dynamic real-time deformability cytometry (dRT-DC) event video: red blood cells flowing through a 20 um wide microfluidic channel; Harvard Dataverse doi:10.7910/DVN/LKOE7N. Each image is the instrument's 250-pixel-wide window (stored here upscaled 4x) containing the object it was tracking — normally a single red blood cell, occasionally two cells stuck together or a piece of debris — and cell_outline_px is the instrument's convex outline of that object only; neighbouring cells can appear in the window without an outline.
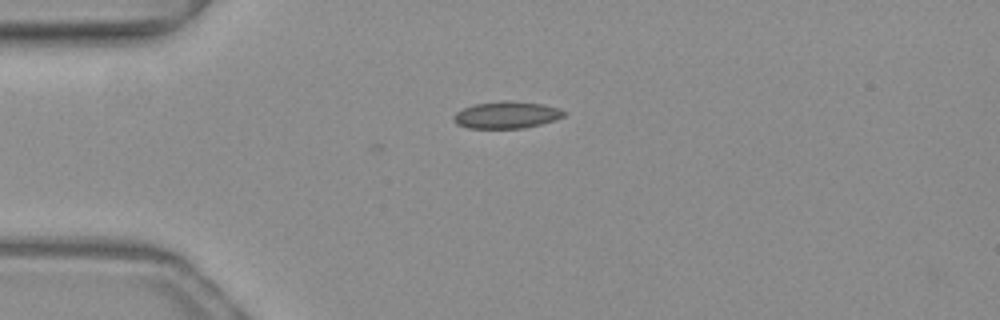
{"species": "common noctule bat (a hibernating species)", "species_latin": "Nyctalus noctula", "temperature_condition": "warm", "stored_images_in_passage": 4, "camera_frame_rate_fps": 3000, "um_per_image_px": 0.085, "animal": {"sex": "female", "body_mass_g": 19.3, "forearm_length_mm": 54.1}, "frame": {"image": 1, "passage_image": 1, "time_ms": 0.0, "image_size_px": [1000, 320], "cell_outline_px": [[568, 112], [564, 116], [556, 120], [524, 128], [468, 128], [456, 124], [452, 120], [452, 116], [456, 112], [472, 104], [500, 100], [508, 100], [544, 104]], "centroid_in_image_um": [43.03, 9.76], "position_along_channel_um": 42.0, "area_um2": 17.57}}